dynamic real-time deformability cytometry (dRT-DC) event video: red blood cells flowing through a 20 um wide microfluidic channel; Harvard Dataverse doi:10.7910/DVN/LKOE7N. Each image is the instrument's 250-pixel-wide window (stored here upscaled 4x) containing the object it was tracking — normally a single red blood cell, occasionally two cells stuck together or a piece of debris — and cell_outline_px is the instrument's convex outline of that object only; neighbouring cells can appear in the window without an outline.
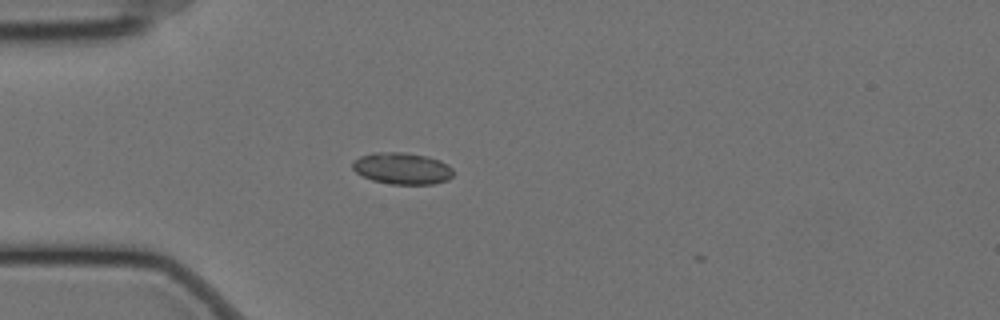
{"species": "Egyptian fruit bat (a non-hibernating species)", "species_latin": "Rousettus aegyptiacus", "temperature_condition": "cold", "stored_images_in_passage": 3, "camera_frame_rate_fps": 3000, "um_per_image_px": 0.085, "animal": {"sex": "female"}, "frame": {"image": 1, "passage_image": 1, "time_ms": 0.0, "image_size_px": [1000, 320], "cell_outline_px": [[452, 176], [448, 180], [432, 184], [392, 184], [372, 180], [356, 172], [352, 168], [352, 160], [360, 156], [372, 152], [404, 152], [428, 156], [440, 160], [448, 164], [452, 168]], "centroid_in_image_um": [34.17, 14.3], "position_along_channel_um": 50.8, "area_um2": 18.73}}